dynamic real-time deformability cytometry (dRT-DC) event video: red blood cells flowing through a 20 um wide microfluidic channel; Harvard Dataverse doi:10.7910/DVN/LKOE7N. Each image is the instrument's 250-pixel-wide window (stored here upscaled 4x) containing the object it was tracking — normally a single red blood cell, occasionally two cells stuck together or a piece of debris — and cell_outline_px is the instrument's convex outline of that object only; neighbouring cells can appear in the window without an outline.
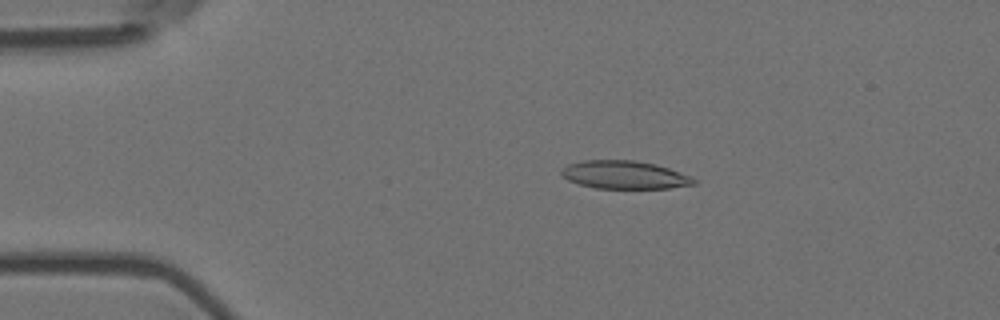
{"species": "Egyptian fruit bat (a non-hibernating species)", "species_latin": "Rousettus aegyptiacus", "temperature_condition": "room temperature", "stored_images_in_passage": 10, "camera_frame_rate_fps": 3000, "um_per_image_px": 0.085, "animal": {"sex": "female"}, "frame": {"image": 1, "passage_image": 3, "time_ms": 0.667, "image_size_px": [1000, 320], "cell_outline_px": [[696, 184], [668, 188], [596, 188], [580, 184], [568, 180], [560, 172], [560, 168], [568, 164], [580, 160], [632, 160], [656, 164], [692, 176], [696, 180]], "centroid_in_image_um": [53.07, 14.85], "position_along_channel_um": 31.9, "area_um2": 21.68}}
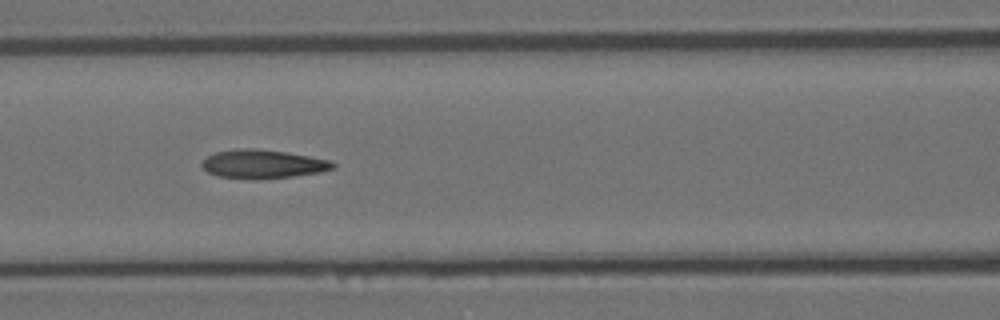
{"frame": {"image": 2, "passage_image": 7, "time_ms": 2.0, "image_size_px": [1000, 320], "cell_outline_px": [[336, 168], [320, 172], [292, 176], [256, 180], [216, 176], [208, 172], [200, 164], [208, 156], [216, 152], [236, 148], [252, 148], [288, 152], [332, 160], [336, 164]], "centroid_in_image_um": [22.37, 13.94], "position_along_channel_um": 144.2, "area_um2": 22.14}}
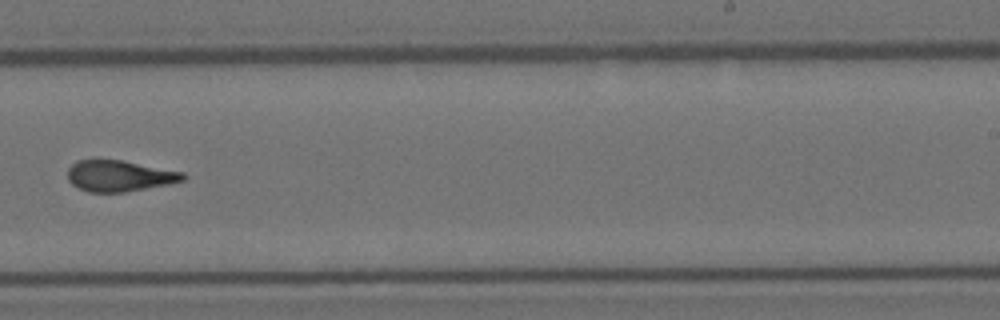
{"frame": {"image": 3, "passage_image": 10, "time_ms": 3.0, "image_size_px": [1000, 320], "cell_outline_px": [[188, 176], [184, 180], [168, 184], [124, 192], [88, 192], [76, 188], [68, 180], [68, 168], [76, 160], [120, 160], [184, 172]], "centroid_in_image_um": [10.13, 14.96], "position_along_channel_um": 278.9, "area_um2": 20.87}}